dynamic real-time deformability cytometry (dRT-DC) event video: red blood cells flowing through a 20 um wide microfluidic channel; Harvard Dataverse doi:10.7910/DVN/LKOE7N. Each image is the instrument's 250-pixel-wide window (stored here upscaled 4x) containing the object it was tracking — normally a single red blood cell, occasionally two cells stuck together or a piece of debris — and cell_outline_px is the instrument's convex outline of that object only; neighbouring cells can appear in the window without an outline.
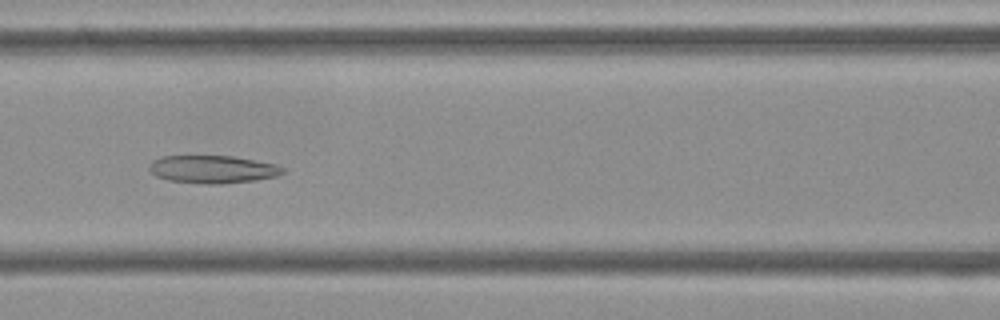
{"species": "Egyptian fruit bat (a non-hibernating species)", "species_latin": "Rousettus aegyptiacus", "temperature_condition": "cold", "stored_images_in_passage": 55, "camera_frame_rate_fps": 3000, "um_per_image_px": 0.085, "frame": {"image": 1, "passage_image": 23, "time_ms": 7.333, "image_size_px": [1000, 320], "cell_outline_px": [[284, 172], [276, 176], [256, 180], [220, 184], [204, 184], [168, 180], [156, 176], [148, 168], [148, 164], [152, 160], [160, 156], [232, 156], [276, 164], [284, 168]], "centroid_in_image_um": [18.04, 14.39], "position_along_channel_um": 148.6, "area_um2": 21.68}}
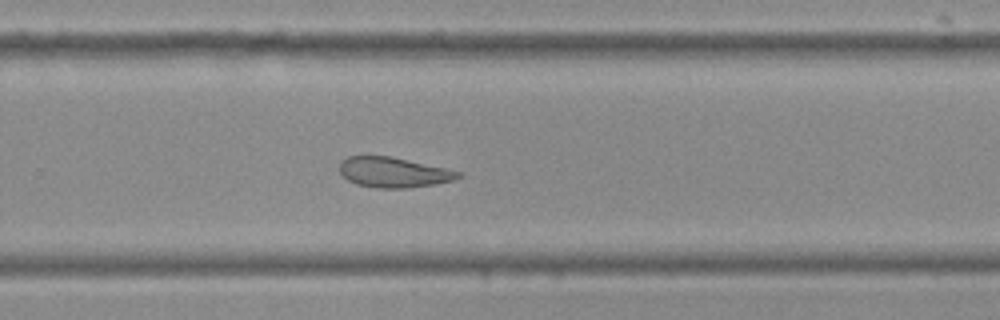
{"frame": {"image": 2, "passage_image": 35, "time_ms": 11.333, "image_size_px": [1000, 320], "cell_outline_px": [[460, 176], [452, 180], [432, 184], [408, 188], [380, 188], [356, 184], [348, 180], [340, 172], [340, 160], [348, 156], [388, 156], [444, 168], [460, 172]], "centroid_in_image_um": [33.38, 14.65], "position_along_channel_um": 296.4, "area_um2": 20.4}}
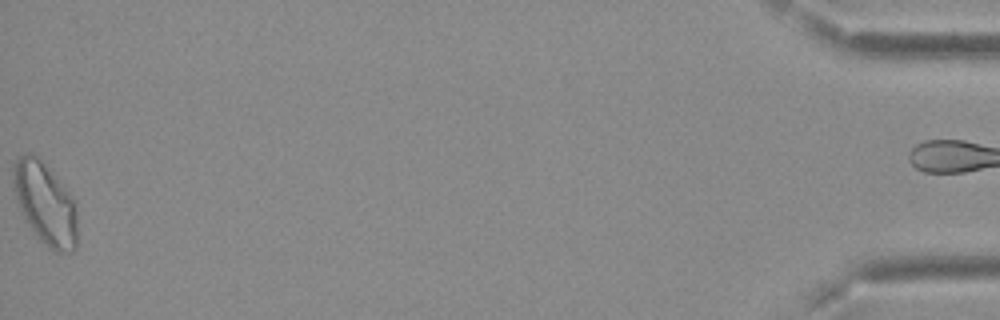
{"frame": {"image": 3, "passage_image": 54, "time_ms": 17.667, "image_size_px": [1000, 320], "cell_outline_px": [[76, 248], [72, 252], [56, 252], [48, 248], [36, 236], [24, 220], [12, 184], [12, 164], [20, 156], [28, 152], [32, 152], [40, 156], [76, 200]], "centroid_in_image_um": [3.83, 17.26], "position_along_channel_um": 431.4, "area_um2": 31.33}, "authors_computed_cell_mechanics": {"area_um2": 23.987, "velocity_mm_per_s": 3.7036, "shape_relaxation_time_tau1_ms": null, "shape_relaxation_time_tau2_ms": 5.8318, "deformation_change_tau1": null, "deformation_change_tau2": 0.1396}}